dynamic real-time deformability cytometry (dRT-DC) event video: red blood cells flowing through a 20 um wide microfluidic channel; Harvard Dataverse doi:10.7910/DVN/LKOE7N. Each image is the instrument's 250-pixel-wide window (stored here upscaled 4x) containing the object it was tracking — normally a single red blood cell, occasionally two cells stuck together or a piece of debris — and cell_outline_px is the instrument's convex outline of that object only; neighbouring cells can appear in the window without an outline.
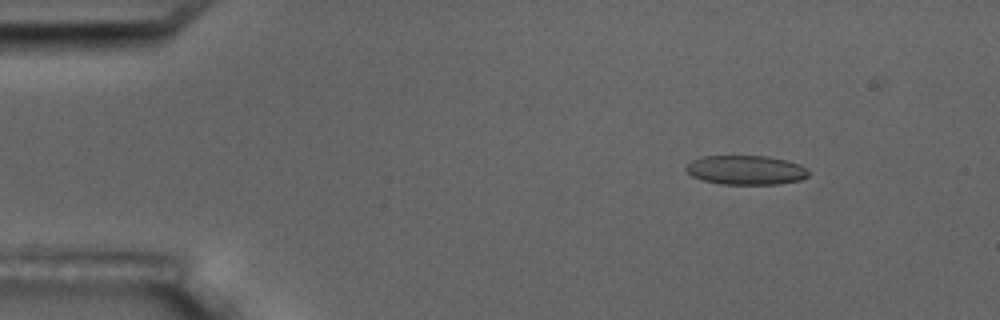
{"species": "common noctule bat (a hibernating species)", "species_latin": "Nyctalus noctula", "temperature_condition": "room temperature", "stored_images_in_passage": 9, "camera_frame_rate_fps": 3000, "um_per_image_px": 0.085, "animal": {"sex": "male", "body_mass_g": 17.5, "forearm_length_mm": 52.3}, "frame": {"image": 1, "passage_image": 3, "time_ms": 2.333, "image_size_px": [1000, 320], "cell_outline_px": [[808, 176], [800, 180], [776, 184], [720, 184], [704, 180], [692, 176], [684, 168], [692, 160], [700, 156], [768, 156], [788, 160], [800, 164], [808, 172]], "centroid_in_image_um": [63.39, 14.44], "position_along_channel_um": 21.6, "area_um2": 20.87}}
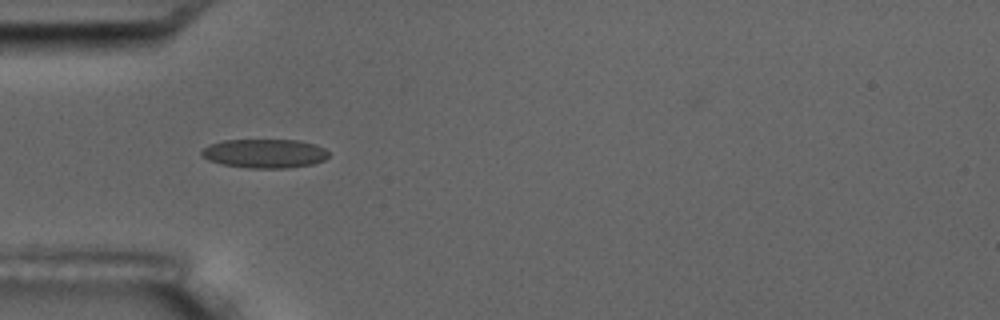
{"frame": {"image": 2, "passage_image": 6, "time_ms": 5.667, "image_size_px": [1000, 320], "cell_outline_px": [[328, 156], [324, 160], [312, 164], [288, 168], [248, 168], [220, 164], [208, 160], [200, 152], [208, 144], [224, 140], [296, 140], [316, 144], [324, 148], [328, 152]], "centroid_in_image_um": [22.48, 13.04], "position_along_channel_um": 62.5, "area_um2": 21.5}}
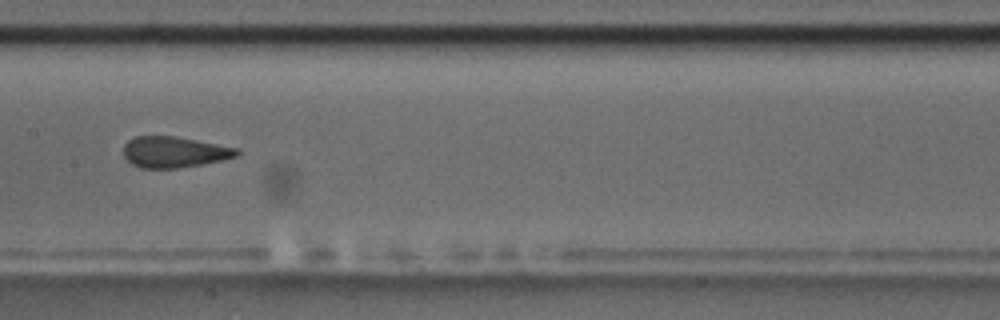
{"frame": {"image": 3, "passage_image": 9, "time_ms": 9.333, "image_size_px": [1000, 320], "cell_outline_px": [[240, 152], [236, 156], [204, 164], [176, 168], [140, 168], [132, 164], [124, 156], [124, 144], [128, 140], [136, 136], [176, 136], [240, 148]], "centroid_in_image_um": [14.81, 12.92], "position_along_channel_um": 192.6, "area_um2": 20.52}}